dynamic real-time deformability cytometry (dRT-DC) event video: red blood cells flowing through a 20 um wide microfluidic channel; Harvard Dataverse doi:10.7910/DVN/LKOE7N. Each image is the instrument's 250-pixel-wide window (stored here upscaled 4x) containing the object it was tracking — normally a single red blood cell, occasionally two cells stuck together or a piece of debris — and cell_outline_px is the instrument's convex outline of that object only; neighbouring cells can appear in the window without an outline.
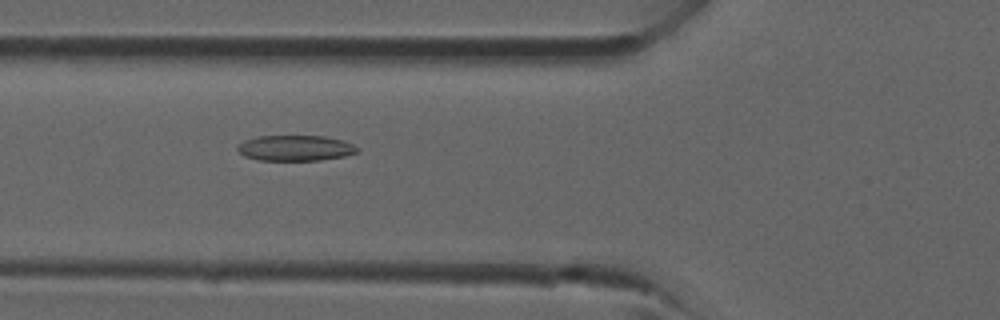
{"species": "common noctule bat (a hibernating species)", "species_latin": "Nyctalus noctula", "temperature_condition": "room temperature", "stored_images_in_passage": 39, "camera_frame_rate_fps": 3000, "um_per_image_px": 0.085, "animal": {"sex": "male", "forearm_length_mm": 52.5}, "frame": {"image": 1, "passage_image": 15, "time_ms": 4.667, "image_size_px": [1000, 320], "cell_outline_px": [[360, 148], [356, 152], [344, 156], [320, 160], [260, 160], [244, 156], [236, 148], [244, 140], [260, 136], [324, 136], [344, 140]], "centroid_in_image_um": [25.12, 12.58], "position_along_channel_um": 100.7, "area_um2": 17.74}}
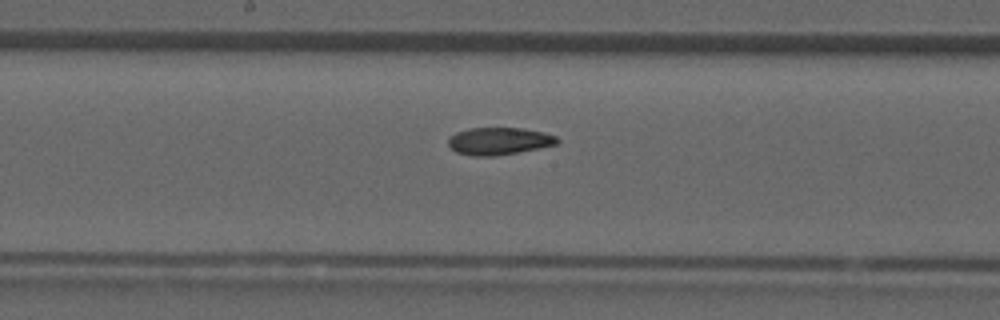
{"frame": {"image": 2, "passage_image": 21, "time_ms": 6.667, "image_size_px": [1000, 320], "cell_outline_px": [[560, 140], [556, 144], [516, 152], [492, 156], [472, 156], [456, 152], [448, 144], [448, 140], [456, 132], [468, 128], [520, 128], [544, 132], [556, 136]], "centroid_in_image_um": [42.39, 11.98], "position_along_channel_um": 205.8, "area_um2": 17.11}}
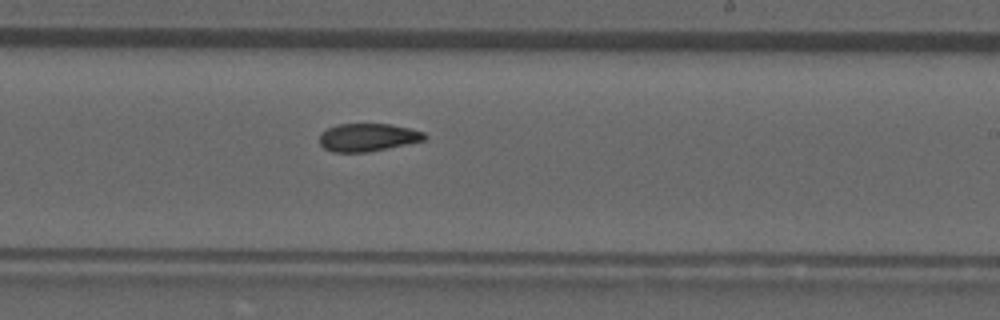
{"frame": {"image": 3, "passage_image": 24, "time_ms": 7.667, "image_size_px": [1000, 320], "cell_outline_px": [[428, 136], [424, 140], [364, 152], [332, 152], [324, 148], [320, 144], [320, 132], [328, 128], [340, 124], [388, 124], [408, 128], [424, 132]], "centroid_in_image_um": [31.22, 11.67], "position_along_channel_um": 257.8, "area_um2": 16.76}}